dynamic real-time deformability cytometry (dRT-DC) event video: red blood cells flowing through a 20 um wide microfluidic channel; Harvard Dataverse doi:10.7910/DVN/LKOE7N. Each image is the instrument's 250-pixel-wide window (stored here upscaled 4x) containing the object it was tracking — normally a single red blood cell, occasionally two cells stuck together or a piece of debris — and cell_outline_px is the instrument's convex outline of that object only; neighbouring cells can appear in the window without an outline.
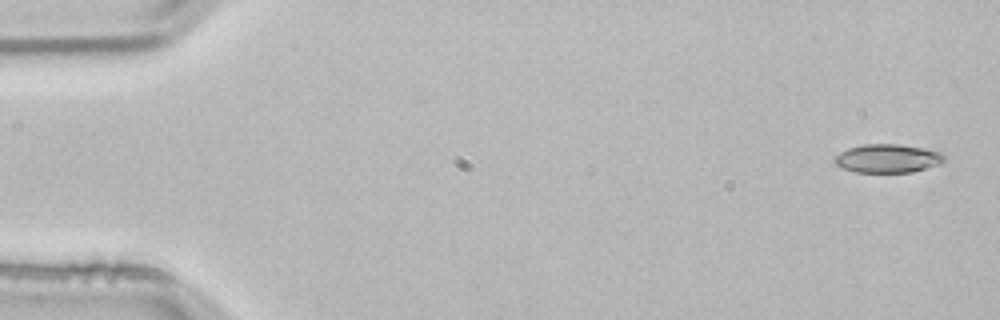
{"species": "common noctule bat (a hibernating species)", "species_latin": "Nyctalus noctula", "temperature_condition": "room temperature", "stored_images_in_passage": 52, "camera_frame_rate_fps": 3000, "um_per_image_px": 0.085, "animal": {"sex": "male", "body_mass_g": 21.5, "forearm_length_mm": 52.0}, "frame": {"image": 1, "passage_image": 1, "time_ms": 0.0, "image_size_px": [1000, 320], "cell_outline_px": [[948, 156], [940, 164], [912, 172], [856, 172], [844, 168], [836, 164], [832, 160], [840, 152], [848, 148], [864, 144], [900, 144], [924, 148], [940, 152]], "centroid_in_image_um": [75.48, 13.46], "position_along_channel_um": 9.5, "area_um2": 18.26}}
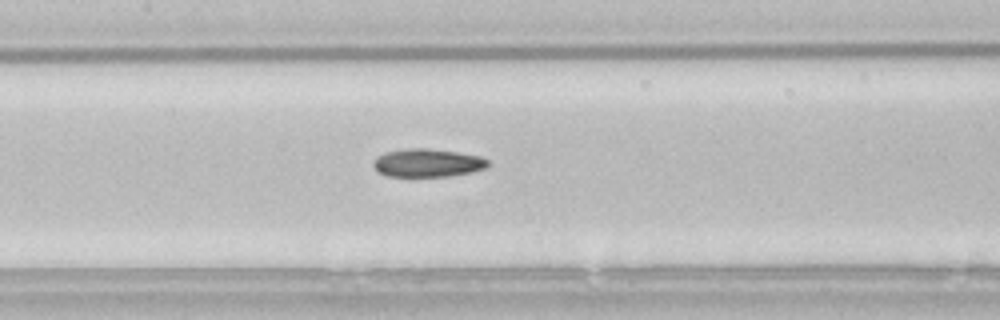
{"frame": {"image": 2, "passage_image": 24, "time_ms": 7.667, "image_size_px": [1000, 320], "cell_outline_px": [[488, 164], [484, 168], [468, 172], [448, 176], [388, 176], [380, 172], [372, 164], [376, 156], [384, 152], [408, 148], [428, 148], [456, 152], [480, 156], [488, 160]], "centroid_in_image_um": [36.29, 13.83], "position_along_channel_um": 171.1, "area_um2": 18.55}}
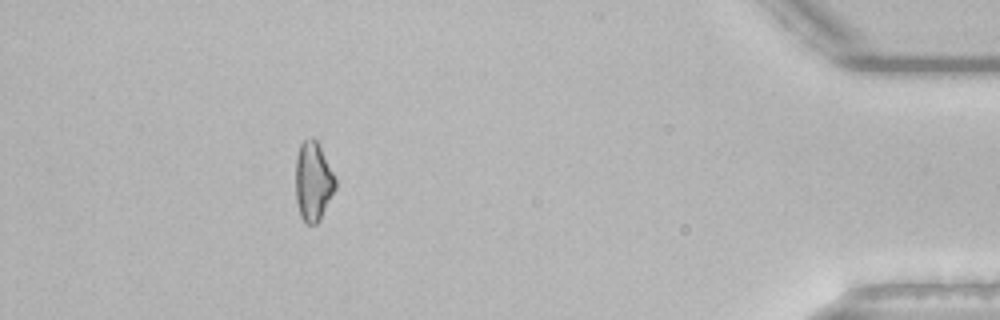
{"frame": {"image": 3, "passage_image": 47, "time_ms": 15.333, "image_size_px": [1000, 320], "cell_outline_px": [[336, 188], [320, 220], [316, 224], [304, 224], [300, 216], [296, 200], [296, 156], [300, 144], [304, 140], [312, 136], [316, 140], [336, 180]], "centroid_in_image_um": [26.6, 15.46], "position_along_channel_um": 408.6, "area_um2": 18.26}, "authors_computed_cell_mechanics": {"area_um2": 18.496, "velocity_mm_per_s": 3.8384, "shape_relaxation_time_tau1_ms": null, "shape_relaxation_time_tau2_ms": 4.1346, "deformation_change_tau1": null, "deformation_change_tau2": 0.1187}}